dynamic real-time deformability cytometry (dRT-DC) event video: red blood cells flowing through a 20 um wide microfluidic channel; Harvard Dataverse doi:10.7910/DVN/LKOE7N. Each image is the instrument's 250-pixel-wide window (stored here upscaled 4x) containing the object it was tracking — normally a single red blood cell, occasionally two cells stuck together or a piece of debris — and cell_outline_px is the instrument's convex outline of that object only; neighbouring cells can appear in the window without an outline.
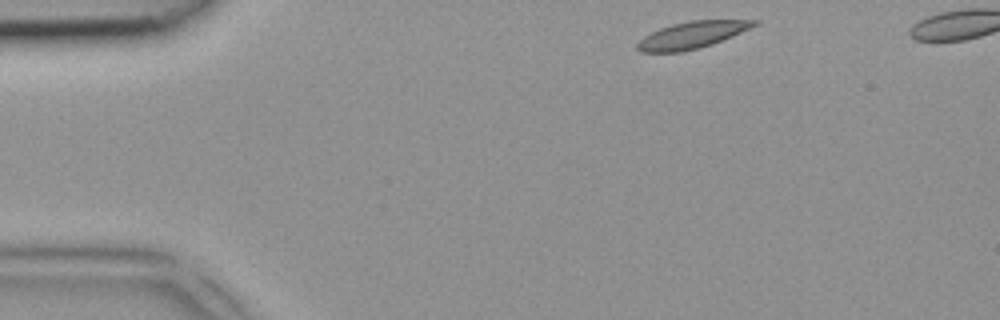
{"species": "common noctule bat (a hibernating species)", "species_latin": "Nyctalus noctula", "temperature_condition": "room temperature", "stored_images_in_passage": 5, "camera_frame_rate_fps": 3000, "um_per_image_px": 0.085, "animal": {"sex": "female", "body_mass_g": 18.4}, "frame": {"image": 1, "passage_image": 1, "time_ms": 0.0, "image_size_px": [1000, 320], "cell_outline_px": [[760, 24], [732, 36], [712, 44], [700, 48], [680, 52], [640, 52], [636, 48], [636, 44], [644, 36], [660, 28], [672, 24], [692, 20], [760, 20]], "centroid_in_image_um": [58.83, 2.97], "position_along_channel_um": 26.2, "area_um2": 18.26}}